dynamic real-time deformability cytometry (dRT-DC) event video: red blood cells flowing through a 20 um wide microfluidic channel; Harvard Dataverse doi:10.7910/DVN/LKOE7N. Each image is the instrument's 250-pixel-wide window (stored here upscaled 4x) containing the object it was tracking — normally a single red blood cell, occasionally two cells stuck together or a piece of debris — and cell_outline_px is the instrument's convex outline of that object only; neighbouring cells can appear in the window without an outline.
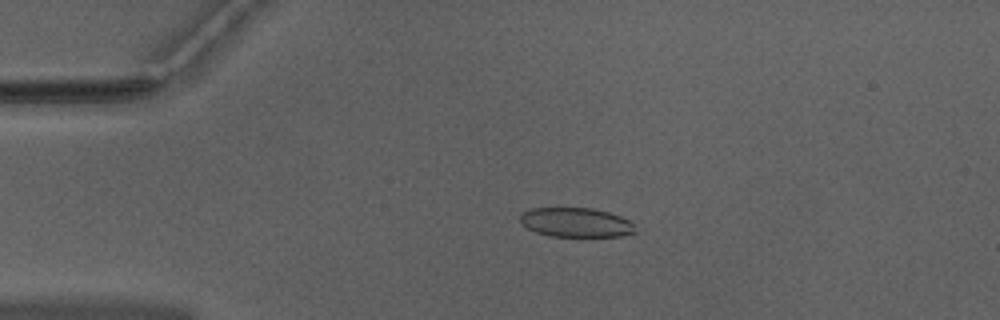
{"species": "Egyptian fruit bat (a non-hibernating species)", "species_latin": "Rousettus aegyptiacus", "temperature_condition": "warm", "stored_images_in_passage": 41, "camera_frame_rate_fps": 3000, "um_per_image_px": 0.085, "animal": {"sex": "male"}, "frame": {"image": 1, "passage_image": 1, "time_ms": 0.0, "image_size_px": [1000, 320], "cell_outline_px": [[636, 232], [620, 236], [548, 236], [536, 232], [528, 228], [520, 220], [520, 216], [524, 212], [532, 208], [592, 208], [608, 212], [620, 216], [628, 220], [632, 224]], "centroid_in_image_um": [48.95, 18.9], "position_along_channel_um": 36.0, "area_um2": 19.42}}
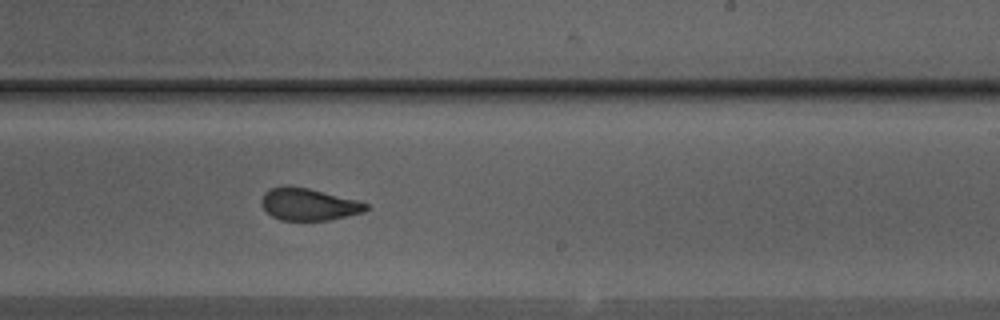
{"frame": {"image": 2, "passage_image": 21, "time_ms": 6.667, "image_size_px": [1000, 320], "cell_outline_px": [[368, 208], [364, 212], [332, 220], [280, 220], [272, 216], [260, 204], [260, 200], [264, 192], [280, 184], [288, 184], [308, 188], [356, 200], [368, 204]], "centroid_in_image_um": [26.19, 17.35], "position_along_channel_um": 262.8, "area_um2": 19.77}}
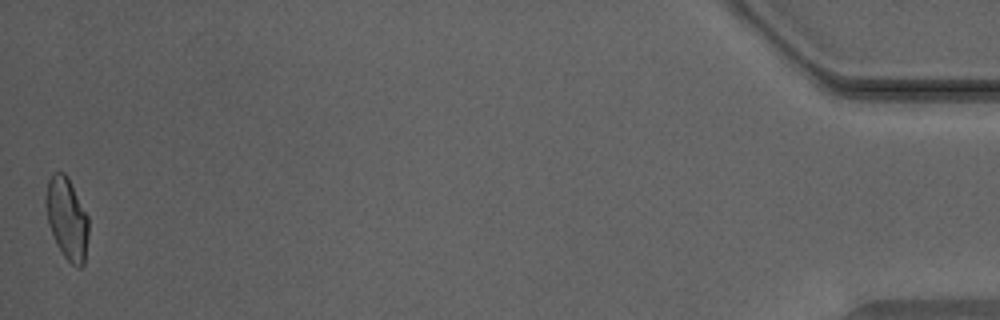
{"frame": {"image": 3, "passage_image": 41, "time_ms": 13.333, "image_size_px": [1000, 320], "cell_outline_px": [[88, 236], [84, 264], [80, 268], [76, 268], [64, 256], [56, 244], [48, 224], [44, 200], [48, 180], [52, 172], [64, 172], [68, 176], [88, 216]], "centroid_in_image_um": [5.68, 18.56], "position_along_channel_um": 429.5, "area_um2": 20.63}, "authors_computed_cell_mechanics": {"area_um2": 20.4034, "velocity_mm_per_s": 3.9797, "shape_relaxation_time_tau1_ms": null, "shape_relaxation_time_tau2_ms": 1.099, "deformation_change_tau1": null, "deformation_change_tau2": 0.0599}}